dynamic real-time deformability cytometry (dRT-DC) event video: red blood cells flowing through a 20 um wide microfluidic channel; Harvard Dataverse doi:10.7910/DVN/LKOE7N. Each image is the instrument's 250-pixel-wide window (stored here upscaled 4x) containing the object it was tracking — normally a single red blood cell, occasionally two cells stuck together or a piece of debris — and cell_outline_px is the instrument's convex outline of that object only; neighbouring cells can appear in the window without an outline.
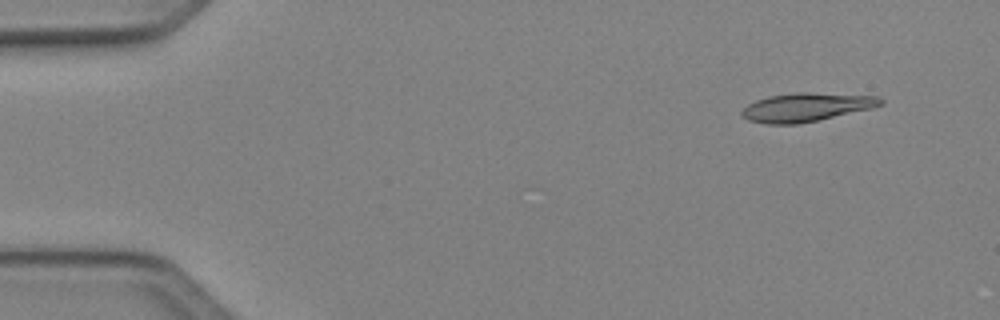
{"species": "Egyptian fruit bat (a non-hibernating species)", "species_latin": "Rousettus aegyptiacus", "temperature_condition": "cold", "stored_images_in_passage": 9, "camera_frame_rate_fps": 3000, "um_per_image_px": 0.085, "animal": {"sex": "female"}, "frame": {"image": 1, "passage_image": 1, "time_ms": 0.0, "image_size_px": [1000, 320], "cell_outline_px": [[884, 104], [872, 108], [816, 120], [796, 124], [768, 124], [748, 120], [740, 116], [740, 112], [748, 104], [756, 100], [768, 96], [796, 92], [808, 92], [880, 96], [884, 100]], "centroid_in_image_um": [68.53, 9.1], "position_along_channel_um": 16.5, "area_um2": 23.12}}